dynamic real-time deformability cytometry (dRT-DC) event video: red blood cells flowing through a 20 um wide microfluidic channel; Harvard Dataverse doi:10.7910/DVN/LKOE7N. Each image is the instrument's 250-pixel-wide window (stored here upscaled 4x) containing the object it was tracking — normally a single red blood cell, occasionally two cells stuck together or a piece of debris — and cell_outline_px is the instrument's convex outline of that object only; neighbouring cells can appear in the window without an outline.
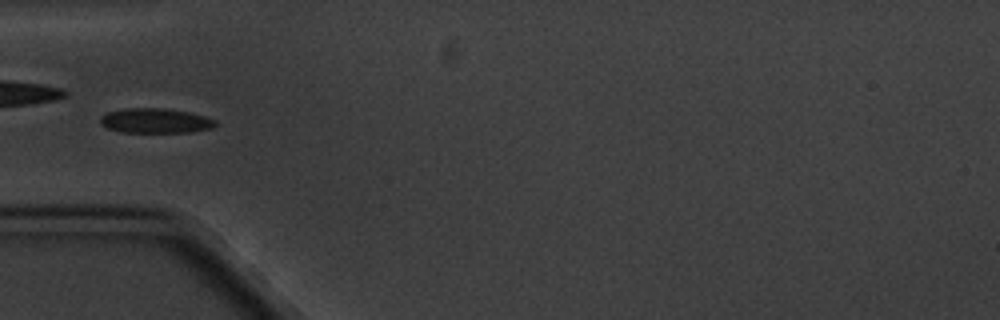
{"species": "common noctule bat (a hibernating species)", "species_latin": "Nyctalus noctula", "temperature_condition": "cold", "stored_images_in_passage": 10, "camera_frame_rate_fps": 3000, "um_per_image_px": 0.085, "animal": {"sex": "male", "body_mass_g": 20.1, "forearm_length_mm": 53.5}, "frame": {"image": 1, "passage_image": 5, "time_ms": 5.333, "image_size_px": [1000, 320], "cell_outline_px": [[216, 124], [212, 128], [192, 132], [120, 132], [108, 128], [100, 124], [100, 116], [108, 112], [124, 108], [164, 108], [188, 112], [204, 116], [216, 120]], "centroid_in_image_um": [13.19, 10.26], "position_along_channel_um": 71.8, "area_um2": 16.65}}